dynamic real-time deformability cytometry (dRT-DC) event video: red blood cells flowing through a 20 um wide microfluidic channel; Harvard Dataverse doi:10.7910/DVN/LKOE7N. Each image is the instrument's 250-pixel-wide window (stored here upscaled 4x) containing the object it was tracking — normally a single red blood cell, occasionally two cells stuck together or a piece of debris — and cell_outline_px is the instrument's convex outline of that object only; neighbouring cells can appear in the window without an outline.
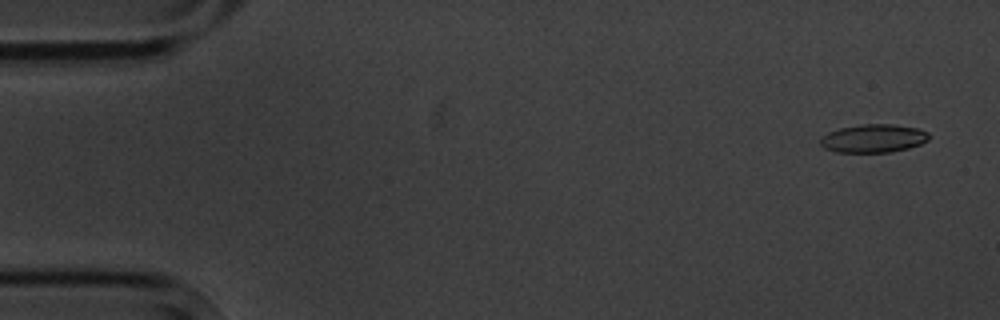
{"species": "common noctule bat (a hibernating species)", "species_latin": "Nyctalus noctula", "temperature_condition": "cold", "stored_images_in_passage": 5, "camera_frame_rate_fps": 3000, "um_per_image_px": 0.085, "animal": {"sex": "male", "body_mass_g": 20.1, "forearm_length_mm": 53.5}, "frame": {"image": 1, "passage_image": 1, "time_ms": 0.0, "image_size_px": [1000, 320], "cell_outline_px": [[928, 140], [920, 144], [908, 148], [892, 152], [836, 152], [824, 148], [820, 144], [820, 136], [828, 132], [840, 128], [864, 124], [892, 124], [920, 128], [928, 132]], "centroid_in_image_um": [74.23, 11.76], "position_along_channel_um": 10.8, "area_um2": 17.98}}
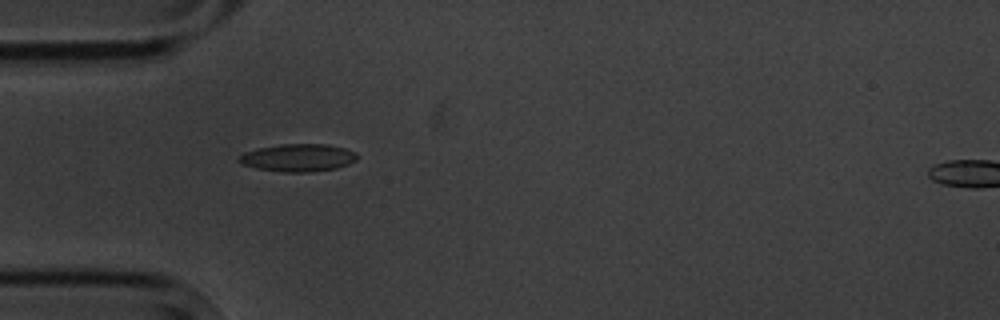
{"frame": {"image": 2, "passage_image": 4, "time_ms": 4.667, "image_size_px": [1000, 320], "cell_outline_px": [[356, 160], [348, 164], [336, 168], [308, 172], [284, 172], [256, 168], [240, 164], [236, 160], [236, 156], [244, 152], [256, 148], [280, 144], [328, 144], [344, 148], [356, 152]], "centroid_in_image_um": [25.26, 13.4], "position_along_channel_um": 59.7, "area_um2": 19.19}}
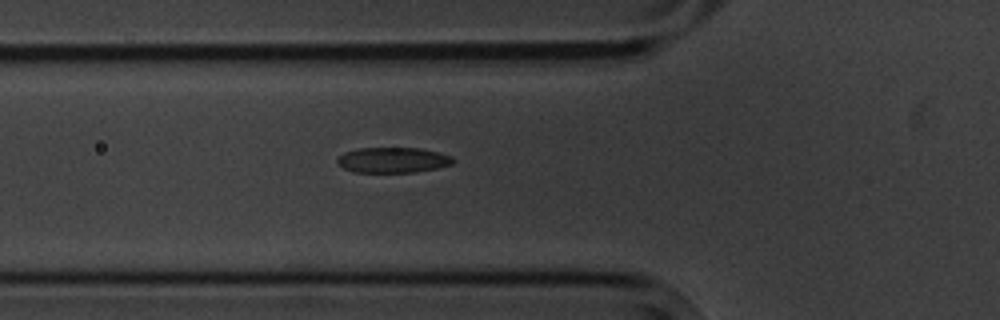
{"frame": {"image": 3, "passage_image": 5, "time_ms": 5.667, "image_size_px": [1000, 320], "cell_outline_px": [[456, 160], [452, 164], [436, 168], [416, 172], [352, 172], [344, 168], [336, 160], [344, 152], [356, 148], [420, 148], [452, 156]], "centroid_in_image_um": [33.4, 13.6], "position_along_channel_um": 92.4, "area_um2": 17.11}}